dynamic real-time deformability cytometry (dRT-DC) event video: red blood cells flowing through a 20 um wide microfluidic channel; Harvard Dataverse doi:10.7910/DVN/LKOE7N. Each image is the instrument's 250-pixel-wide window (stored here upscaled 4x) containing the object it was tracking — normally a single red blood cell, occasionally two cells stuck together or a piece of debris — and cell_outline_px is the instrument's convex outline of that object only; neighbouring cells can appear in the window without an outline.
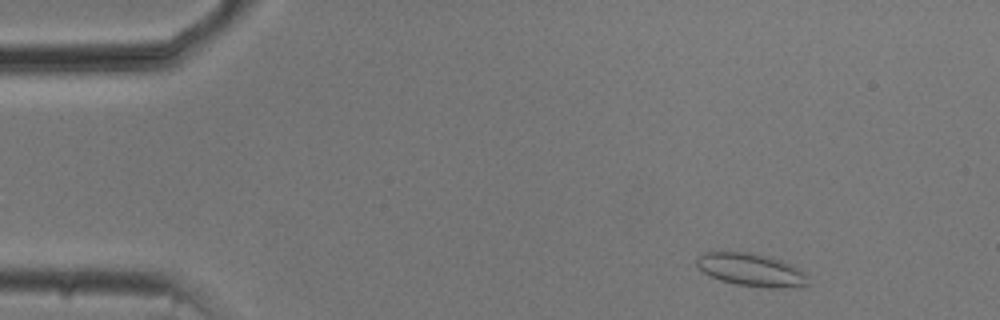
{"species": "common noctule bat (a hibernating species)", "species_latin": "Nyctalus noctula", "temperature_condition": "cold", "stored_images_in_passage": 49, "camera_frame_rate_fps": 3000, "um_per_image_px": 0.085, "animal": {"sex": "male", "body_mass_g": 20.5, "forearm_length_mm": 52.5}, "frame": {"image": 1, "passage_image": 2, "time_ms": 0.333, "image_size_px": [1000, 320], "cell_outline_px": [[808, 284], [780, 288], [772, 288], [736, 284], [720, 280], [704, 272], [696, 264], [696, 256], [704, 252], [748, 252], [780, 260], [792, 264], [808, 276]], "centroid_in_image_um": [63.82, 22.93], "position_along_channel_um": 21.2, "area_um2": 20.98}}
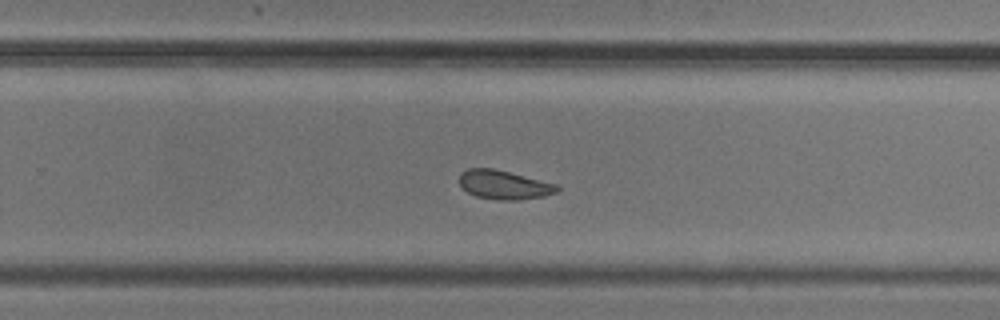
{"frame": {"image": 2, "passage_image": 30, "time_ms": 9.667, "image_size_px": [1000, 320], "cell_outline_px": [[560, 188], [556, 192], [544, 196], [520, 200], [496, 200], [476, 196], [468, 192], [460, 184], [460, 172], [468, 168], [492, 168], [560, 184]], "centroid_in_image_um": [42.88, 15.71], "position_along_channel_um": 286.9, "area_um2": 16.59}}
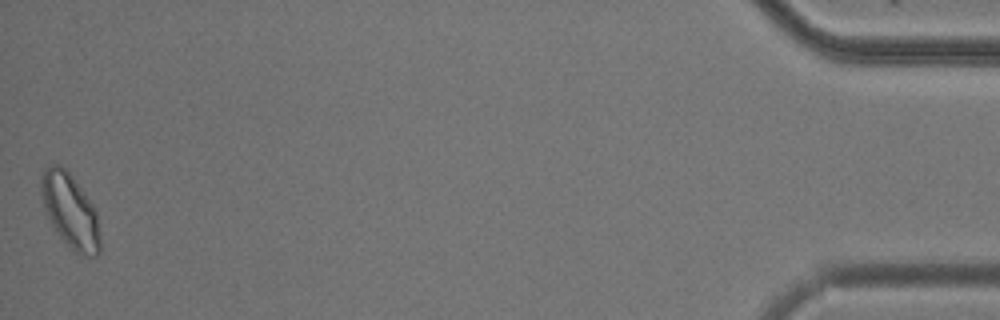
{"frame": {"image": 3, "passage_image": 49, "time_ms": 16.0, "image_size_px": [1000, 320], "cell_outline_px": [[100, 252], [96, 256], [80, 256], [56, 232], [44, 208], [40, 192], [40, 180], [44, 168], [48, 164], [60, 164], [68, 172], [84, 192], [92, 204], [96, 212], [100, 236]], "centroid_in_image_um": [5.95, 17.91], "position_along_channel_um": 429.2, "area_um2": 25.37}, "authors_computed_cell_mechanics": {"area_um2": 18.0914, "velocity_mm_per_s": 3.7292, "shape_relaxation_time_tau1_ms": null, "shape_relaxation_time_tau2_ms": 2.2801, "deformation_change_tau1": null, "deformation_change_tau2": 0.0654}}